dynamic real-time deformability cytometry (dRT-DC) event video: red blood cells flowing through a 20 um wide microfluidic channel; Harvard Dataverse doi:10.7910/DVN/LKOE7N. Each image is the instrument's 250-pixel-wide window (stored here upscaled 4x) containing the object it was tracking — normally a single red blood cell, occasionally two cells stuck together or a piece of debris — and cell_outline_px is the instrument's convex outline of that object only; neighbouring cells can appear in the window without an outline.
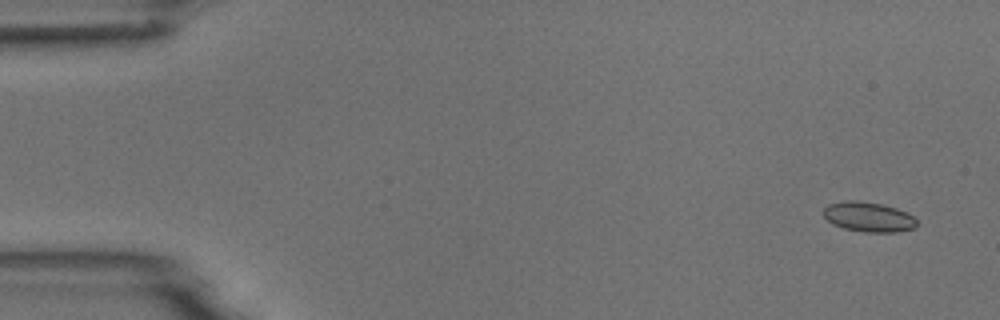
{"species": "common noctule bat (a hibernating species)", "species_latin": "Nyctalus noctula", "temperature_condition": "room temperature", "stored_images_in_passage": 6, "camera_frame_rate_fps": 3000, "um_per_image_px": 0.085, "animal": {"sex": "male", "body_mass_g": 18.8}, "frame": {"image": 1, "passage_image": 1, "time_ms": 0.0, "image_size_px": [1000, 320], "cell_outline_px": [[916, 228], [896, 232], [864, 232], [844, 228], [832, 224], [824, 216], [824, 208], [828, 204], [844, 200], [860, 200], [880, 204], [896, 208], [912, 216], [916, 220]], "centroid_in_image_um": [73.8, 18.43], "position_along_channel_um": 11.2, "area_um2": 16.18}}
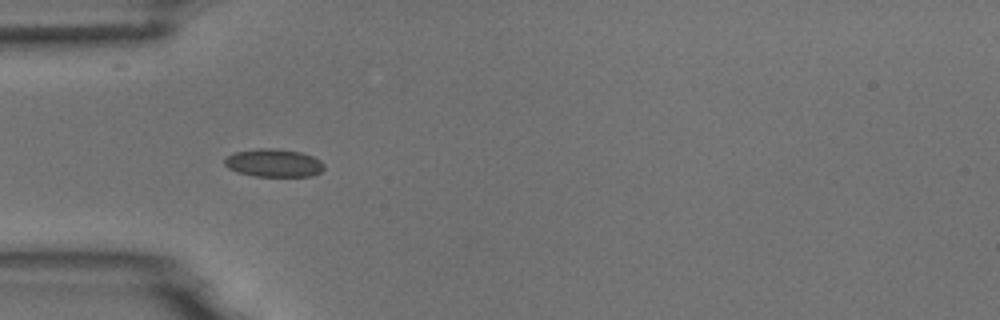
{"frame": {"image": 2, "passage_image": 5, "time_ms": 4.667, "image_size_px": [1000, 320], "cell_outline_px": [[324, 168], [320, 172], [312, 176], [252, 176], [236, 172], [228, 168], [224, 164], [224, 160], [228, 156], [236, 152], [260, 148], [276, 148], [300, 152], [312, 156], [320, 160], [324, 164]], "centroid_in_image_um": [23.26, 13.85], "position_along_channel_um": 61.7, "area_um2": 16.24}}